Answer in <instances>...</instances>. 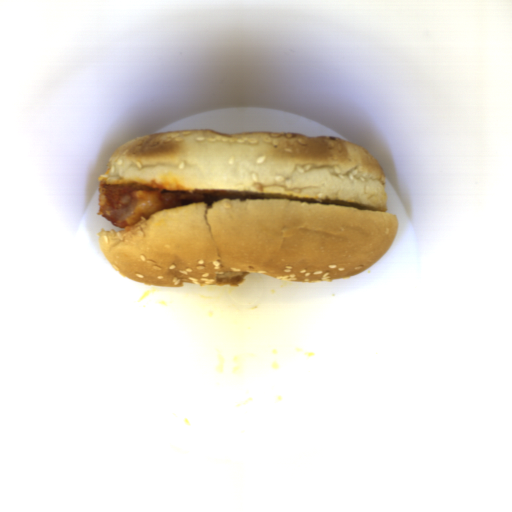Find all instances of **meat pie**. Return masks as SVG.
Returning <instances> with one entry per match:
<instances>
[{"label": "meat pie", "instance_id": "1", "mask_svg": "<svg viewBox=\"0 0 512 512\" xmlns=\"http://www.w3.org/2000/svg\"><path fill=\"white\" fill-rule=\"evenodd\" d=\"M99 212L111 225L119 228L142 223V217L162 210L181 207L195 202L213 204L222 199H250L247 194H237L219 189L168 190L160 185L129 181L98 186Z\"/></svg>", "mask_w": 512, "mask_h": 512}]
</instances>
